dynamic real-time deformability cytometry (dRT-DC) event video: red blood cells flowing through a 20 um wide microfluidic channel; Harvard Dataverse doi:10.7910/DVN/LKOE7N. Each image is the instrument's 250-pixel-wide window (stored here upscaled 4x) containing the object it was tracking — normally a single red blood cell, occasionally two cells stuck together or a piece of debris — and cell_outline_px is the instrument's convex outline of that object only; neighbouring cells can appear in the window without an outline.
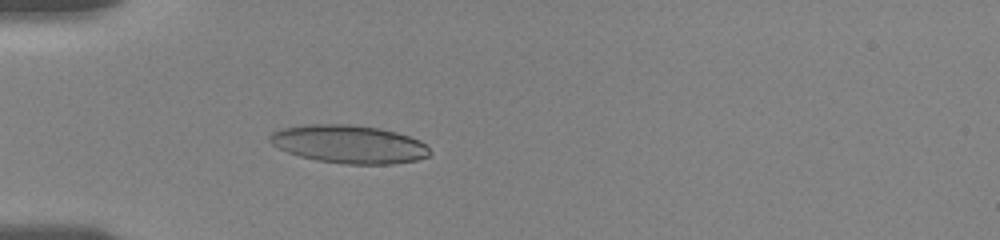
{"species": "human", "species_latin": "Homo sapiens", "temperature_condition": "room temperature", "stored_images_in_passage": 59, "camera_frame_rate_fps": 3000, "um_per_image_px": 0.085, "donor": {"sex": "female"}, "frame": {"image": 1, "passage_image": 22, "time_ms": 5.667, "image_size_px": [1000, 240], "cell_outline_px": [[432, 152], [428, 156], [416, 160], [392, 164], [344, 164], [316, 160], [300, 156], [288, 152], [272, 144], [268, 140], [268, 136], [272, 132], [284, 128], [304, 124], [348, 124], [380, 128], [396, 132], [420, 140]], "centroid_in_image_um": [29.66, 12.25], "position_along_channel_um": 55.3, "area_um2": 35.55}}
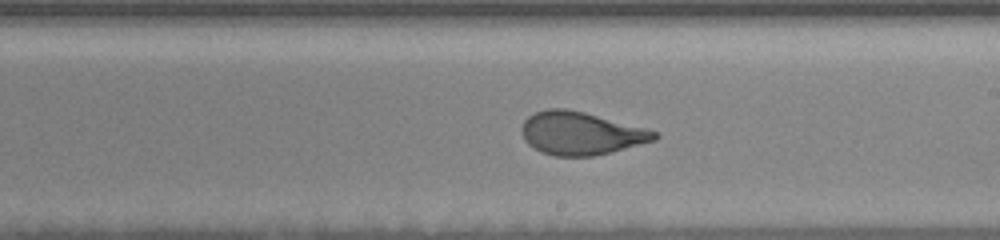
{"frame": {"image": 2, "passage_image": 42, "time_ms": 11.0, "image_size_px": [1000, 240], "cell_outline_px": [[660, 136], [656, 140], [612, 152], [592, 156], [556, 156], [540, 152], [528, 144], [524, 140], [520, 128], [524, 120], [528, 116], [536, 112], [548, 108], [564, 108], [584, 112], [648, 128], [656, 132]], "centroid_in_image_um": [49.37, 11.33], "position_along_channel_um": 239.6, "area_um2": 33.47}}
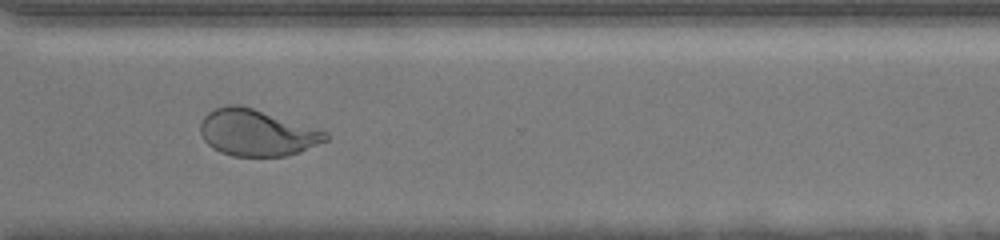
{"frame": {"image": 3, "passage_image": 58, "time_ms": 14.0, "image_size_px": [1000, 240], "cell_outline_px": [[328, 140], [300, 152], [284, 156], [232, 156], [220, 152], [212, 148], [204, 140], [200, 132], [200, 124], [204, 116], [208, 112], [216, 108], [228, 104], [240, 104], [328, 132]], "centroid_in_image_um": [21.81, 11.28], "position_along_channel_um": 348.8, "area_um2": 33.87}}